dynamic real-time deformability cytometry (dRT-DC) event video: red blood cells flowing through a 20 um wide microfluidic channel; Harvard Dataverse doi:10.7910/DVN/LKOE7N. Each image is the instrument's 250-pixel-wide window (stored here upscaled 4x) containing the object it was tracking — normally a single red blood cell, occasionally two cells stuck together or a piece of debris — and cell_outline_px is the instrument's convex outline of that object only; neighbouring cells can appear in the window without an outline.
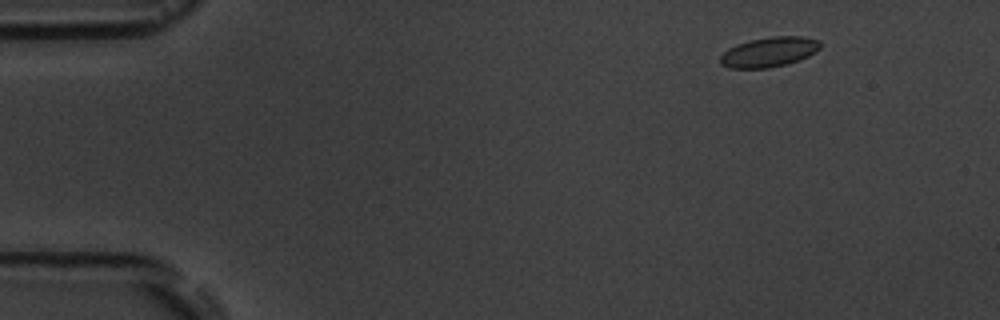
{"species": "common noctule bat (a hibernating species)", "species_latin": "Nyctalus noctula", "temperature_condition": "room temperature", "stored_images_in_passage": 4, "camera_frame_rate_fps": 3000, "um_per_image_px": 0.085, "animal": {"sex": "male", "body_mass_g": 19.5, "forearm_length_mm": 54.6}, "frame": {"image": 1, "passage_image": 1, "time_ms": 0.0, "image_size_px": [1000, 320], "cell_outline_px": [[820, 48], [816, 52], [808, 56], [788, 64], [768, 68], [728, 68], [720, 64], [720, 56], [728, 48], [736, 44], [752, 40], [772, 36], [804, 36], [820, 40]], "centroid_in_image_um": [65.38, 4.42], "position_along_channel_um": 19.6, "area_um2": 17.51}}
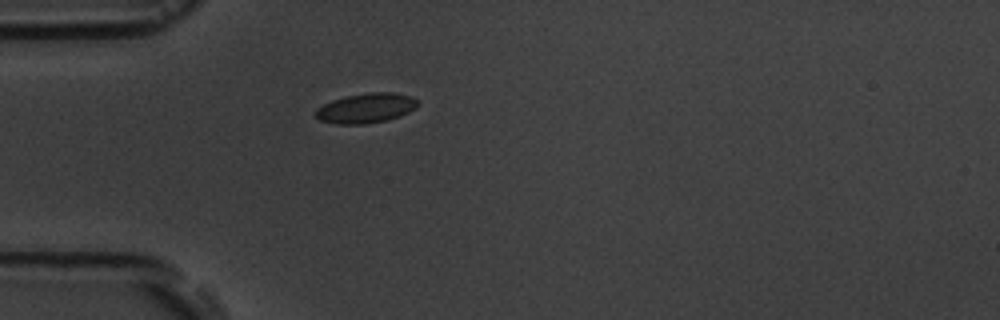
{"frame": {"image": 2, "passage_image": 4, "time_ms": 3.333, "image_size_px": [1000, 320], "cell_outline_px": [[420, 104], [416, 108], [400, 116], [384, 120], [364, 124], [336, 124], [320, 120], [316, 116], [316, 108], [332, 100], [344, 96], [372, 92], [392, 92], [412, 96]], "centroid_in_image_um": [31.12, 9.18], "position_along_channel_um": 53.9, "area_um2": 17.69}}